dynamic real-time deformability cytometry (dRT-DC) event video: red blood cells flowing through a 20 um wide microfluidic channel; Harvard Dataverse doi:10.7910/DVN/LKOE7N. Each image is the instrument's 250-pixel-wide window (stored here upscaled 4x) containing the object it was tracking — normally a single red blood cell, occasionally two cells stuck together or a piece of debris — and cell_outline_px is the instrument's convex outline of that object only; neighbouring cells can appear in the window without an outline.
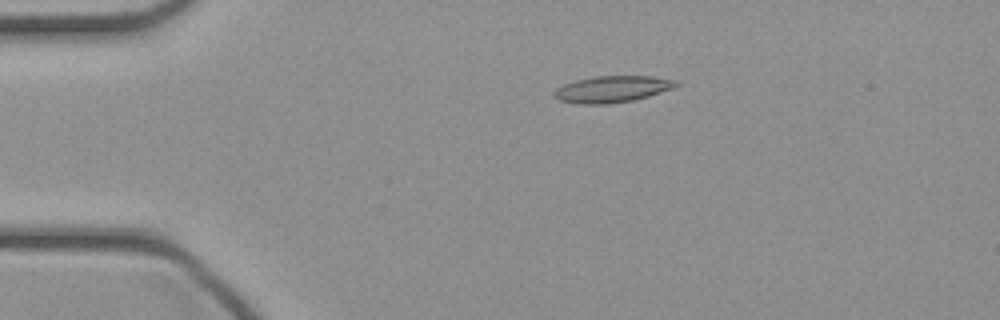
{"species": "common noctule bat (a hibernating species)", "species_latin": "Nyctalus noctula", "temperature_condition": "cold", "stored_images_in_passage": 38, "camera_frame_rate_fps": 3000, "um_per_image_px": 0.085, "animal": {"sex": "female", "body_mass_g": 21.9}, "frame": {"image": 1, "passage_image": 1, "time_ms": 0.0, "image_size_px": [1000, 320], "cell_outline_px": [[680, 84], [672, 88], [648, 96], [632, 100], [608, 104], [580, 104], [560, 100], [552, 96], [552, 92], [556, 88], [564, 84], [576, 80], [596, 76], [652, 76], [676, 80]], "centroid_in_image_um": [52.0, 7.57], "position_along_channel_um": 33.0, "area_um2": 18.79}}
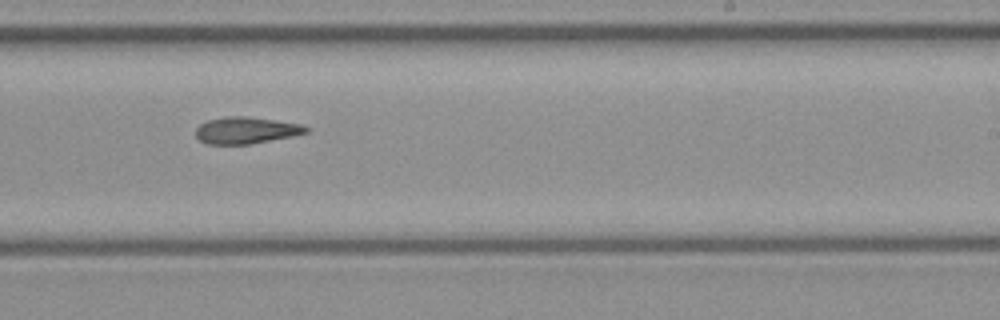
{"frame": {"image": 2, "passage_image": 20, "time_ms": 6.333, "image_size_px": [1000, 320], "cell_outline_px": [[308, 132], [292, 136], [248, 144], [208, 144], [200, 140], [196, 136], [196, 128], [200, 124], [208, 120], [228, 116], [248, 116], [300, 124], [308, 128]], "centroid_in_image_um": [20.89, 11.07], "position_along_channel_um": 268.1, "area_um2": 16.94}}
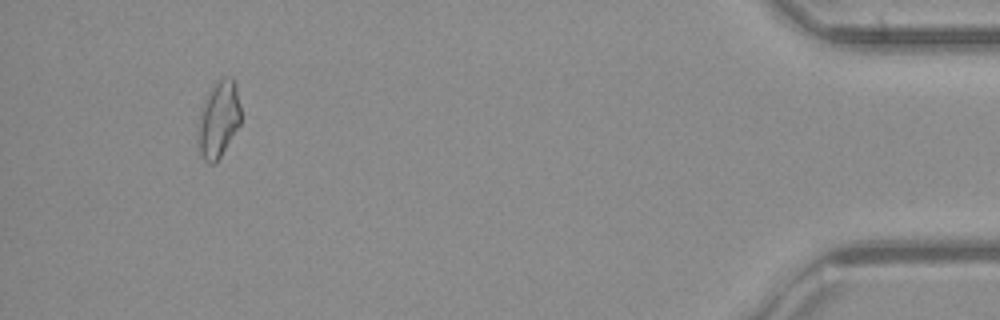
{"frame": {"image": 3, "passage_image": 35, "time_ms": 11.333, "image_size_px": [1000, 320], "cell_outline_px": [[240, 124], [216, 164], [208, 164], [204, 160], [200, 152], [200, 108], [212, 84], [224, 76], [232, 76], [236, 84], [240, 108]], "centroid_in_image_um": [18.61, 10.1], "position_along_channel_um": 416.6, "area_um2": 18.9}}